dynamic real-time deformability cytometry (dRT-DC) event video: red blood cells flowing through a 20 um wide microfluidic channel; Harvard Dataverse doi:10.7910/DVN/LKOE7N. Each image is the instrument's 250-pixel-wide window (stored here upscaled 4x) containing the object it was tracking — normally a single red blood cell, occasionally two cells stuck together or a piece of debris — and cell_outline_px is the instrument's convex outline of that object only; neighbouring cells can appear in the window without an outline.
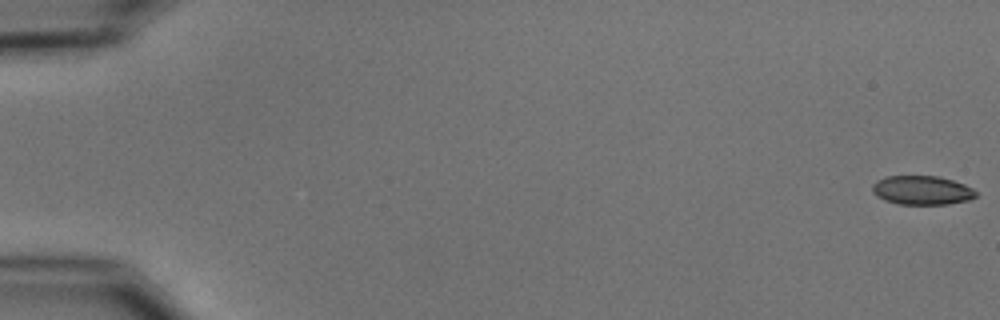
{"species": "common noctule bat (a hibernating species)", "species_latin": "Nyctalus noctula", "temperature_condition": "cold", "stored_images_in_passage": 4, "camera_frame_rate_fps": 3000, "um_per_image_px": 0.085, "animal": {"sex": "male", "body_mass_g": 15.6}, "frame": {"image": 1, "passage_image": 1, "time_ms": 0.0, "image_size_px": [1000, 320], "cell_outline_px": [[976, 196], [968, 200], [948, 204], [896, 204], [884, 200], [876, 196], [872, 192], [872, 184], [876, 180], [884, 176], [940, 176], [964, 184], [972, 188], [976, 192]], "centroid_in_image_um": [78.32, 16.17], "position_along_channel_um": 6.7, "area_um2": 17.63}}